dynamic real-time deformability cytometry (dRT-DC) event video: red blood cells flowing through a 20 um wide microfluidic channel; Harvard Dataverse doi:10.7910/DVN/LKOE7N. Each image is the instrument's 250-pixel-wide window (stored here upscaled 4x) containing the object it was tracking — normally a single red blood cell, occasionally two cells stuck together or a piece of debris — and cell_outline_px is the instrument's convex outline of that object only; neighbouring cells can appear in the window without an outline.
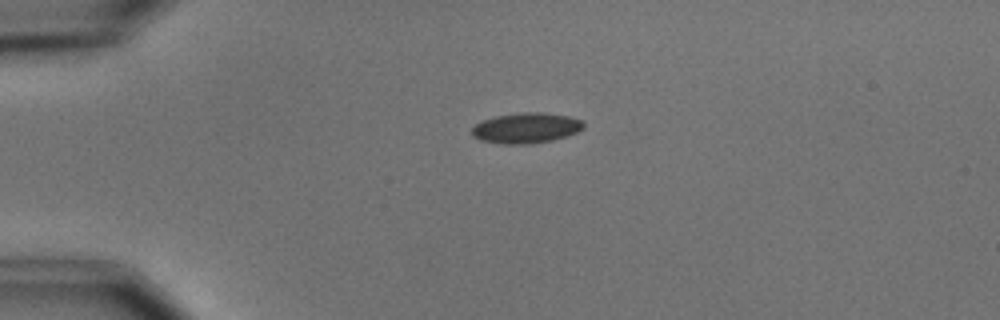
{"species": "common noctule bat (a hibernating species)", "species_latin": "Nyctalus noctula", "temperature_condition": "cold", "stored_images_in_passage": 2, "camera_frame_rate_fps": 3000, "um_per_image_px": 0.085, "animal": {"sex": "male", "body_mass_g": 15.6}, "frame": {"image": 1, "passage_image": 1, "time_ms": 0.0, "image_size_px": [1000, 320], "cell_outline_px": [[584, 128], [576, 132], [552, 140], [528, 144], [500, 144], [480, 140], [472, 136], [472, 128], [476, 124], [484, 120], [496, 116], [520, 112], [544, 112], [568, 116], [580, 120], [584, 124]], "centroid_in_image_um": [44.69, 10.88], "position_along_channel_um": 40.3, "area_um2": 19.71}}